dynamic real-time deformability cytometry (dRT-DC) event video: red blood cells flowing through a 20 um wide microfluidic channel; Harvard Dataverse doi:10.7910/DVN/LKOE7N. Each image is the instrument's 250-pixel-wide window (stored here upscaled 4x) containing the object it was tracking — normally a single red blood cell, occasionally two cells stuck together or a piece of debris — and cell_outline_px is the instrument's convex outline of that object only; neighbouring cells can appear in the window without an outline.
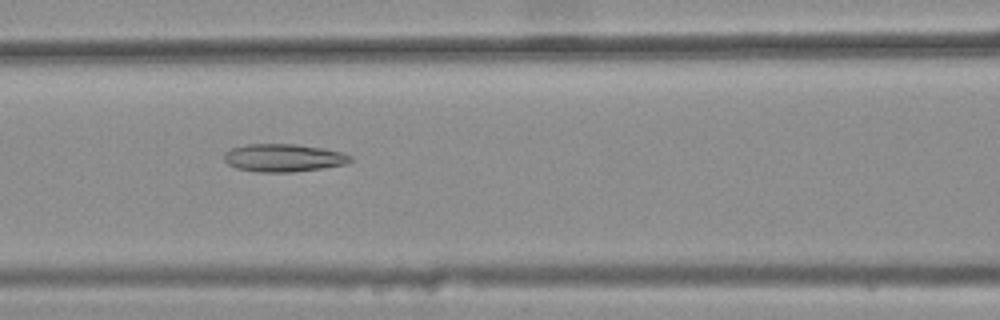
{"species": "common noctule bat (a hibernating species)", "species_latin": "Nyctalus noctula", "temperature_condition": "warm", "stored_images_in_passage": 32, "camera_frame_rate_fps": 3000, "um_per_image_px": 0.085, "animal": {"sex": "female", "body_mass_g": 25.1}, "frame": {"image": 1, "passage_image": 8, "time_ms": 2.333, "image_size_px": [1000, 320], "cell_outline_px": [[352, 160], [348, 164], [324, 168], [292, 172], [256, 172], [236, 168], [228, 164], [224, 160], [224, 152], [232, 148], [248, 144], [296, 144], [344, 152], [352, 156]], "centroid_in_image_um": [24.12, 13.42], "position_along_channel_um": 142.5, "area_um2": 20.63}}
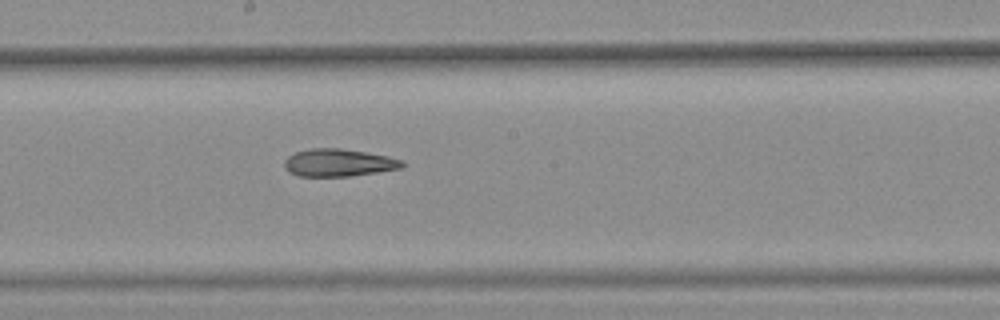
{"frame": {"image": 2, "passage_image": 14, "time_ms": 4.333, "image_size_px": [1000, 320], "cell_outline_px": [[404, 168], [348, 176], [300, 176], [288, 172], [284, 168], [284, 160], [288, 156], [296, 152], [312, 148], [340, 148], [388, 156], [404, 160]], "centroid_in_image_um": [28.78, 13.83], "position_along_channel_um": 219.4, "area_um2": 18.9}}
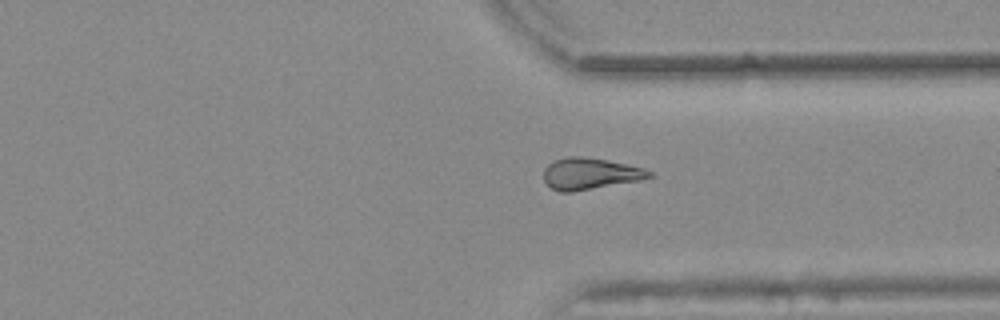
{"frame": {"image": 3, "passage_image": 25, "time_ms": 8.0, "image_size_px": [1000, 320], "cell_outline_px": [[652, 176], [640, 180], [572, 192], [560, 192], [552, 188], [544, 180], [544, 168], [552, 160], [568, 156], [580, 156], [608, 160], [644, 168], [652, 172]], "centroid_in_image_um": [50.13, 14.75], "position_along_channel_um": 361.3, "area_um2": 19.36}, "authors_computed_cell_mechanics": {"area_um2": 19.074, "velocity_mm_per_s": 3.8583, "shape_relaxation_time_tau1_ms": null, "shape_relaxation_time_tau2_ms": 6.52, "deformation_change_tau1": null, "deformation_change_tau2": 0.169}}